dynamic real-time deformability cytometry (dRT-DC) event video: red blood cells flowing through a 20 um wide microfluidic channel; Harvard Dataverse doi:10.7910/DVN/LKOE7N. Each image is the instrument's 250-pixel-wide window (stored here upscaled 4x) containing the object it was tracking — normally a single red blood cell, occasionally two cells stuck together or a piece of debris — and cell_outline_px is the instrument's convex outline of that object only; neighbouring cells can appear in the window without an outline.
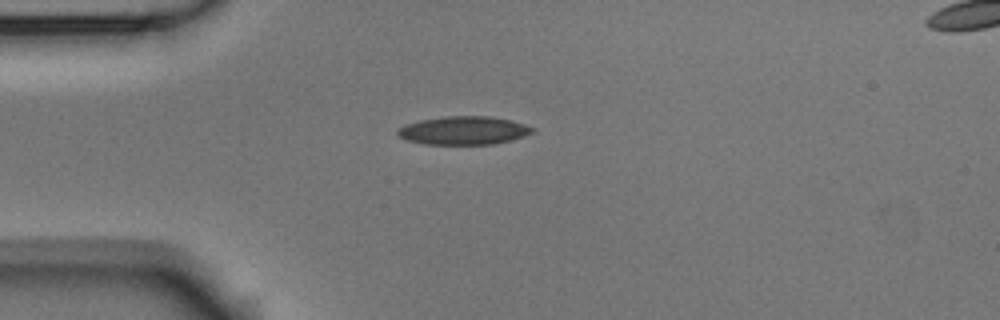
{"species": "Egyptian fruit bat (a non-hibernating species)", "species_latin": "Rousettus aegyptiacus", "temperature_condition": "room temperature", "stored_images_in_passage": 3, "camera_frame_rate_fps": 3000, "um_per_image_px": 0.085, "animal": {"sex": "male"}, "frame": {"image": 1, "passage_image": 1, "time_ms": 0.0, "image_size_px": [1000, 320], "cell_outline_px": [[536, 128], [532, 132], [524, 136], [492, 144], [424, 144], [404, 140], [396, 132], [396, 128], [404, 124], [420, 120], [448, 116], [488, 116], [512, 120]], "centroid_in_image_um": [39.36, 11.08], "position_along_channel_um": 45.6, "area_um2": 22.25}}
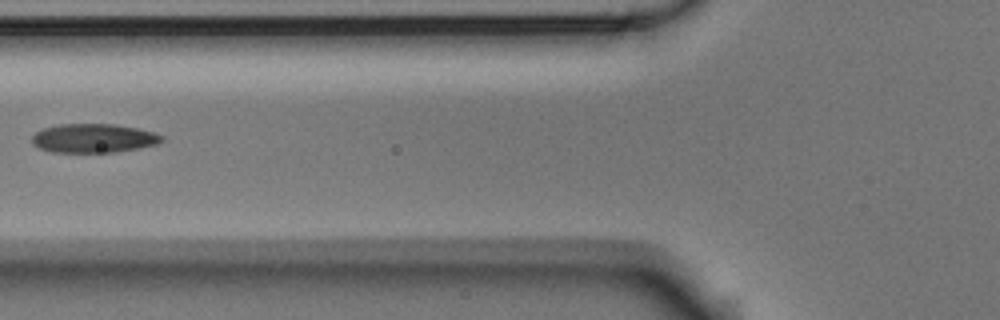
{"frame": {"image": 2, "passage_image": 3, "time_ms": 0.667, "image_size_px": [1000, 320], "cell_outline_px": [[164, 140], [156, 144], [116, 152], [52, 152], [40, 148], [32, 144], [32, 136], [36, 132], [44, 128], [60, 124], [116, 124], [136, 128], [152, 132], [164, 136]], "centroid_in_image_um": [7.94, 11.75], "position_along_channel_um": 117.9, "area_um2": 21.73}}